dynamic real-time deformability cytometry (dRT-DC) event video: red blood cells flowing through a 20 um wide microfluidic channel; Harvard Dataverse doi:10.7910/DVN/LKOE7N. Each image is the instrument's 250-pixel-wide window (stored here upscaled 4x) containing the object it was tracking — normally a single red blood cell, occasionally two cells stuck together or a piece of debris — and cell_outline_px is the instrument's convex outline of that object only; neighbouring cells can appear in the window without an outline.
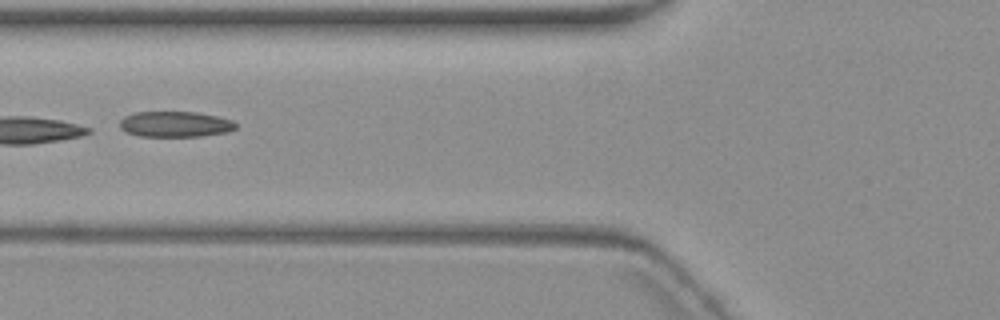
{"species": "common noctule bat (a hibernating species)", "species_latin": "Nyctalus noctula", "temperature_condition": "warm", "stored_images_in_passage": 6, "camera_frame_rate_fps": 3000, "um_per_image_px": 0.085, "animal": {"sex": "female", "body_mass_g": 19.3, "forearm_length_mm": 54.1}, "frame": {"image": 1, "passage_image": 5, "time_ms": 5.0, "image_size_px": [1000, 320], "cell_outline_px": [[236, 128], [228, 132], [200, 136], [140, 136], [128, 132], [120, 128], [120, 120], [124, 116], [136, 112], [196, 112], [216, 116], [232, 120], [236, 124]], "centroid_in_image_um": [14.89, 10.55], "position_along_channel_um": 110.9, "area_um2": 17.22}}
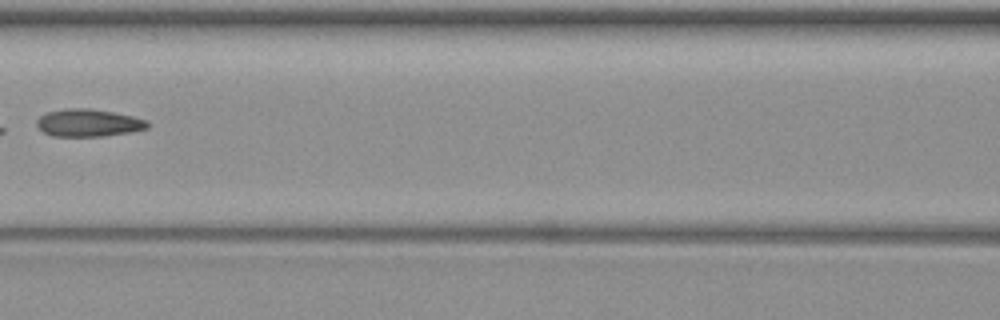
{"frame": {"image": 2, "passage_image": 6, "time_ms": 6.333, "image_size_px": [1000, 320], "cell_outline_px": [[148, 128], [128, 132], [104, 136], [52, 136], [44, 132], [36, 124], [36, 120], [40, 116], [48, 112], [64, 108], [88, 108], [112, 112], [132, 116], [148, 120]], "centroid_in_image_um": [7.5, 10.44], "position_along_channel_um": 159.1, "area_um2": 17.63}}